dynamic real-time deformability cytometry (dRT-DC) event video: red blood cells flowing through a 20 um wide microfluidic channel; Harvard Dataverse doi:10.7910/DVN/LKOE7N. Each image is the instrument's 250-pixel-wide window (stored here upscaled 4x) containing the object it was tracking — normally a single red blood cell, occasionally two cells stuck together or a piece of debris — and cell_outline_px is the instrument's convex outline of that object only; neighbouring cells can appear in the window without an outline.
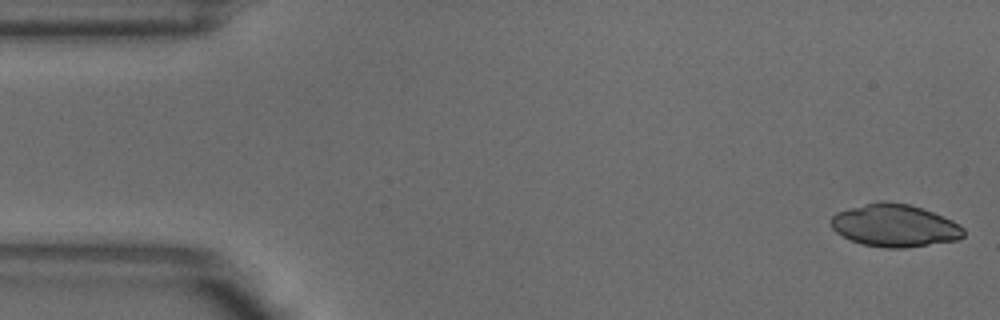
{"species": "common noctule bat (a hibernating species)", "species_latin": "Nyctalus noctula", "temperature_condition": "warm", "stored_images_in_passage": 5, "camera_frame_rate_fps": 3000, "um_per_image_px": 0.085, "animal": {"sex": "male", "body_mass_g": 18.8}, "frame": {"image": 1, "passage_image": 1, "time_ms": 0.0, "image_size_px": [1000, 320], "cell_outline_px": [[964, 236], [960, 240], [904, 248], [884, 248], [860, 244], [836, 232], [832, 228], [832, 216], [836, 212], [848, 208], [880, 200], [884, 200], [908, 204], [932, 212], [952, 220], [960, 224], [964, 228]], "centroid_in_image_um": [76.07, 19.17], "position_along_channel_um": 8.9, "area_um2": 33.0}}